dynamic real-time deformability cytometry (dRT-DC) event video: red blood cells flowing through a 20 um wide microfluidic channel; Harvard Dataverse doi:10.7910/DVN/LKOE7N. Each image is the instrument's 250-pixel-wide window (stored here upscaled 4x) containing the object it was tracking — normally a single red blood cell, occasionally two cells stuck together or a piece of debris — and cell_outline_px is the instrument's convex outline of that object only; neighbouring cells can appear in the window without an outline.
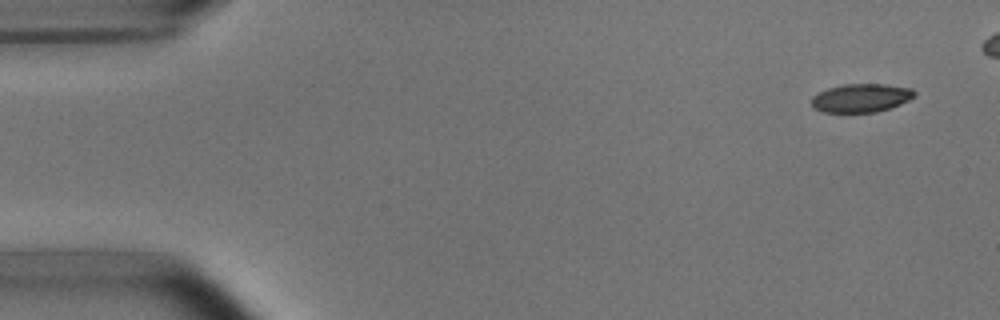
{"species": "common noctule bat (a hibernating species)", "species_latin": "Nyctalus noctula", "temperature_condition": "room temperature", "stored_images_in_passage": 9, "camera_frame_rate_fps": 3000, "um_per_image_px": 0.085, "animal": {"sex": "male", "body_mass_g": 15.6}, "frame": {"image": 1, "passage_image": 1, "time_ms": 0.0, "image_size_px": [1000, 320], "cell_outline_px": [[916, 96], [900, 104], [876, 112], [824, 112], [812, 108], [812, 96], [828, 88], [844, 84], [884, 84], [912, 88], [916, 92]], "centroid_in_image_um": [73.2, 8.32], "position_along_channel_um": 11.8, "area_um2": 17.05}}
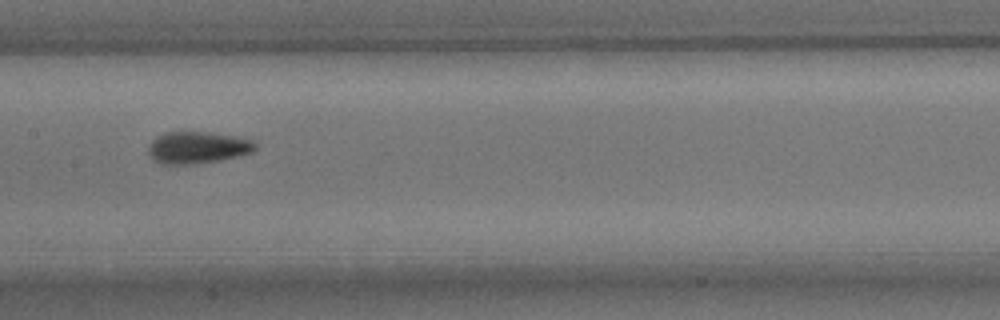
{"frame": {"image": 2, "passage_image": 7, "time_ms": 2.0, "image_size_px": [1000, 320], "cell_outline_px": [[256, 148], [252, 152], [220, 160], [192, 164], [164, 164], [156, 160], [148, 152], [148, 148], [152, 140], [156, 136], [164, 132], [208, 132], [236, 136], [248, 140], [256, 144]], "centroid_in_image_um": [16.77, 12.53], "position_along_channel_um": 190.6, "area_um2": 19.59}}
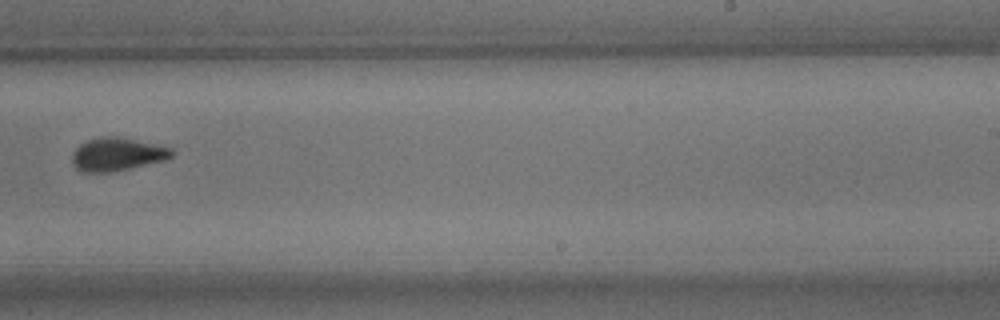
{"frame": {"image": 3, "passage_image": 9, "time_ms": 2.667, "image_size_px": [1000, 320], "cell_outline_px": [[172, 156], [164, 160], [112, 172], [84, 172], [76, 168], [72, 164], [72, 152], [80, 144], [88, 140], [100, 136], [112, 136], [172, 148]], "centroid_in_image_um": [9.89, 13.12], "position_along_channel_um": 279.1, "area_um2": 18.84}}